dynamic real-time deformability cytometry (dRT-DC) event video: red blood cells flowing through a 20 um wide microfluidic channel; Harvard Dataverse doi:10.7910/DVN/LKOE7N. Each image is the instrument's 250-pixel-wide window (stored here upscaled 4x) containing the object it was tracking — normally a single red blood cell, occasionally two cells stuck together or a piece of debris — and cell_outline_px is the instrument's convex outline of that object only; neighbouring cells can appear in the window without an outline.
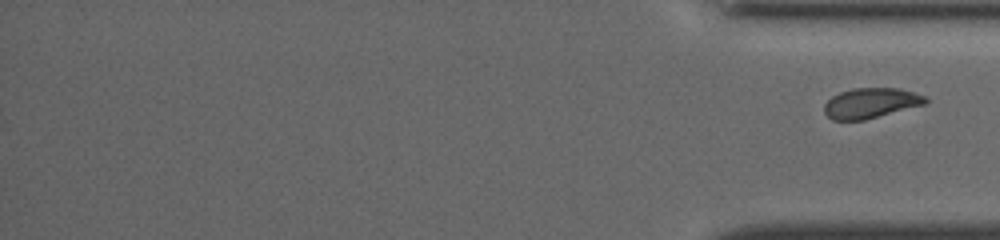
{"species": "common noctule bat (a hibernating species)", "species_latin": "Nyctalus noctula", "temperature_condition": "cold", "stored_images_in_passage": 57, "segment_of_instrument_passage": [2, 2], "camera_frame_rate_fps": 3000, "um_per_image_px": 0.085, "animal": {"sex": "female", "body_mass_g": 19.5, "forearm_length_mm": 54.1}, "frame": {"image": 1, "passage_image": 57, "time_ms": 18.667, "image_size_px": [1000, 240], "cell_outline_px": [[928, 104], [864, 120], [832, 120], [824, 112], [824, 104], [832, 96], [840, 92], [852, 88], [900, 88], [924, 96], [928, 100]], "centroid_in_image_um": [74.03, 8.76], "position_along_channel_um": 361.2, "area_um2": 17.92}}